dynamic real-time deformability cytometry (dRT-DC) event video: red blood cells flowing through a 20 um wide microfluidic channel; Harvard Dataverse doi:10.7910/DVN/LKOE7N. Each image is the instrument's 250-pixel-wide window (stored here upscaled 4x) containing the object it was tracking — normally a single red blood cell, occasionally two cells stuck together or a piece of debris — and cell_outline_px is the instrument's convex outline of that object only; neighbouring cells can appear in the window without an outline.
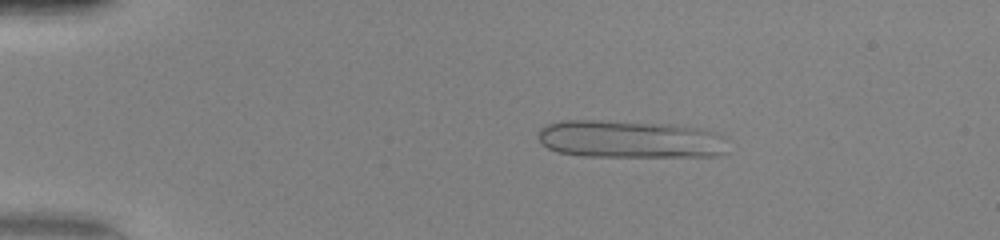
{"species": "human", "species_latin": "Homo sapiens", "temperature_condition": "warm", "stored_images_in_passage": 48, "camera_frame_rate_fps": 3000, "um_per_image_px": 0.085, "donor": {"sex": "female"}, "frame": {"image": 1, "passage_image": 9, "time_ms": 2.667, "image_size_px": [1000, 240], "cell_outline_px": [[728, 152], [716, 156], [580, 156], [556, 152], [540, 144], [536, 136], [540, 128], [548, 124], [560, 120], [600, 120], [672, 124], [696, 128], [716, 132], [728, 136]], "centroid_in_image_um": [53.56, 11.83], "position_along_channel_um": 31.4, "area_um2": 42.43}}
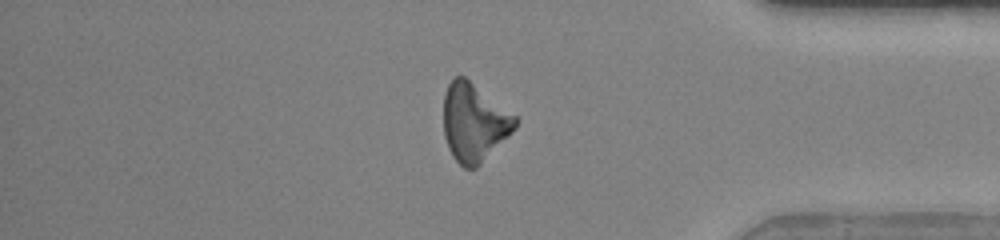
{"frame": {"image": 2, "passage_image": 41, "time_ms": 13.333, "image_size_px": [1000, 240], "cell_outline_px": [[516, 128], [476, 168], [464, 168], [452, 156], [448, 148], [444, 136], [444, 96], [448, 84], [456, 76], [464, 76], [516, 116]], "centroid_in_image_um": [40.28, 10.42], "position_along_channel_um": 394.9, "area_um2": 32.19}}
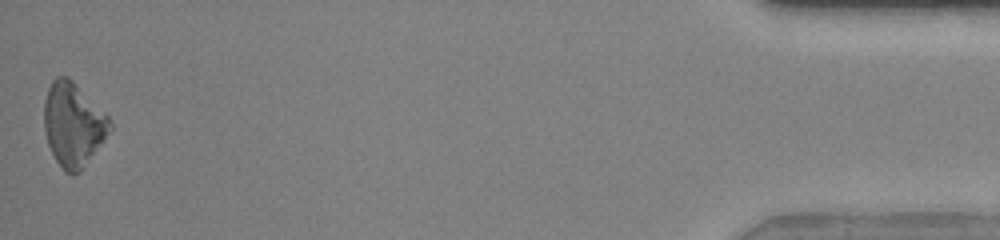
{"frame": {"image": 3, "passage_image": 48, "time_ms": 15.667, "image_size_px": [1000, 240], "cell_outline_px": [[112, 128], [80, 172], [64, 172], [56, 160], [48, 144], [44, 128], [44, 100], [48, 88], [52, 80], [56, 76], [68, 76], [108, 116], [112, 124]], "centroid_in_image_um": [6.2, 10.56], "position_along_channel_um": 429.0, "area_um2": 31.67}, "authors_computed_cell_mechanics": {"area_um2": 34.8534, "velocity_mm_per_s": 4.2407, "shape_relaxation_time_tau1_ms": 7.612, "shape_relaxation_time_tau2_ms": 2.4172, "deformation_change_tau1": 0.2525, "deformation_change_tau2": 0.1747}}